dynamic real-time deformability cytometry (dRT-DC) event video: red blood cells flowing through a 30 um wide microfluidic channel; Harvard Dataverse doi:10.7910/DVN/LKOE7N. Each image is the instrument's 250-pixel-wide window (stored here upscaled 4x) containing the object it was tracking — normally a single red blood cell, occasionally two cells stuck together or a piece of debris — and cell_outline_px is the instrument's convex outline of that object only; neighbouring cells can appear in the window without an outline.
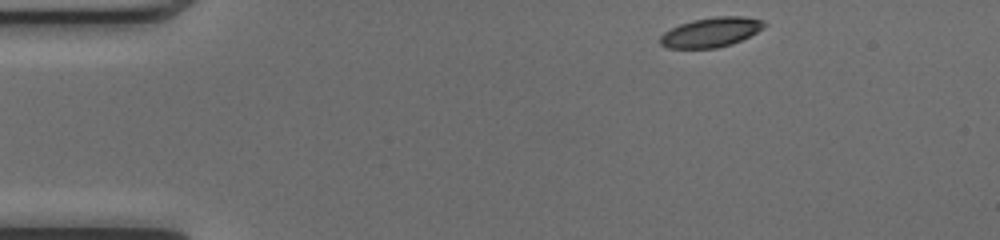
{"species": "common noctule bat (a hibernating species)", "species_latin": "Nyctalus noctula", "temperature_condition": "cold", "stored_images_in_passage": 44, "camera_frame_rate_fps": 3000, "um_per_image_px": 0.085, "animal": {"sex": "female", "body_mass_g": 17.0, "forearm_length_mm": 48.0}, "frame": {"image": 1, "passage_image": 1, "time_ms": 0.0, "image_size_px": [1000, 240], "cell_outline_px": [[768, 24], [764, 28], [732, 44], [716, 48], [668, 48], [660, 44], [660, 36], [664, 32], [680, 24], [692, 20], [716, 16], [744, 16], [764, 20]], "centroid_in_image_um": [60.46, 2.73], "position_along_channel_um": 24.5, "area_um2": 17.98}}
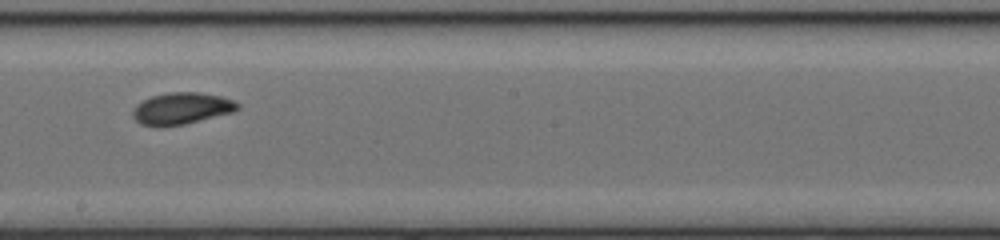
{"frame": {"image": 2, "passage_image": 22, "time_ms": 7.0, "image_size_px": [1000, 240], "cell_outline_px": [[240, 108], [232, 112], [184, 124], [160, 128], [140, 124], [132, 116], [132, 108], [136, 104], [152, 96], [168, 92], [200, 92], [220, 96], [232, 100], [240, 104]], "centroid_in_image_um": [15.39, 9.23], "position_along_channel_um": 232.8, "area_um2": 19.54}}
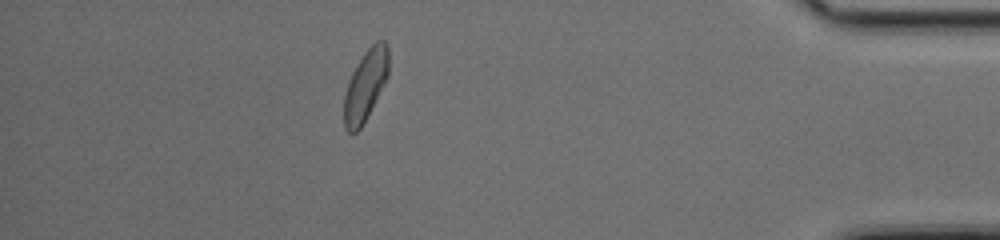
{"frame": {"image": 3, "passage_image": 38, "time_ms": 12.333, "image_size_px": [1000, 240], "cell_outline_px": [[388, 76], [360, 128], [356, 132], [348, 132], [344, 128], [344, 96], [348, 80], [352, 72], [364, 52], [376, 40], [384, 40], [388, 44]], "centroid_in_image_um": [31.05, 7.21], "position_along_channel_um": 404.1, "area_um2": 18.15}, "authors_computed_cell_mechanics": {"area_um2": 18.9873, "velocity_mm_per_s": 4.0964, "shape_relaxation_time_tau1_ms": 2.8394, "shape_relaxation_time_tau2_ms": 2.5986, "deformation_change_tau1": 0.1043, "deformation_change_tau2": 0.0697}}